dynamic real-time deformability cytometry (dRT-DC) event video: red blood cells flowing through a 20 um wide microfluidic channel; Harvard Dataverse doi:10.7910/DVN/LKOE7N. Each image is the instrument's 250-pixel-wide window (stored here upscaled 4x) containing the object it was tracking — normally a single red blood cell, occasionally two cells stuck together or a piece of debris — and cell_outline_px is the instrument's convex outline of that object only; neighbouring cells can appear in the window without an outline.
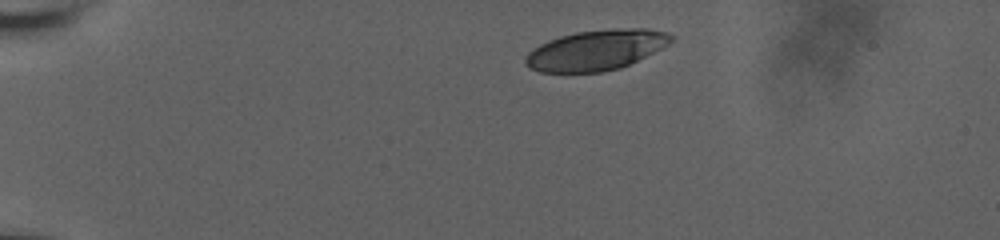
{"species": "human", "species_latin": "Homo sapiens", "temperature_condition": "room temperature", "stored_images_in_passage": 39, "camera_frame_rate_fps": 3000, "um_per_image_px": 0.085, "donor": {"sex": "male"}, "frame": {"image": 1, "passage_image": 1, "time_ms": 0.0, "image_size_px": [1000, 240], "cell_outline_px": [[676, 36], [668, 44], [620, 68], [600, 72], [540, 72], [528, 68], [524, 64], [524, 60], [528, 52], [540, 44], [548, 40], [560, 36], [576, 32], [612, 28], [648, 28], [668, 32]], "centroid_in_image_um": [50.64, 4.24], "position_along_channel_um": 34.4, "area_um2": 34.22}}
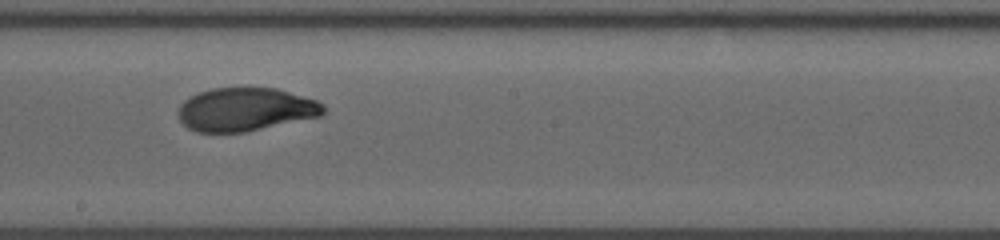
{"frame": {"image": 2, "passage_image": 23, "time_ms": 7.333, "image_size_px": [1000, 240], "cell_outline_px": [[324, 112], [320, 116], [244, 132], [196, 132], [188, 128], [180, 120], [176, 112], [180, 104], [184, 100], [200, 92], [212, 88], [248, 84], [276, 88], [316, 100], [324, 104]], "centroid_in_image_um": [20.83, 9.25], "position_along_channel_um": 227.4, "area_um2": 37.4}}
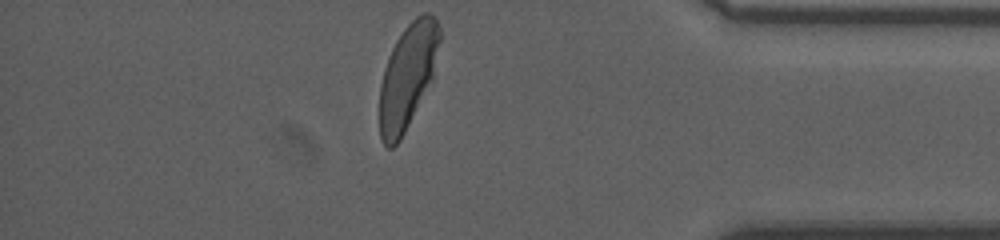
{"frame": {"image": 3, "passage_image": 39, "time_ms": 12.667, "image_size_px": [1000, 240], "cell_outline_px": [[440, 40], [432, 80], [400, 140], [392, 148], [388, 148], [380, 140], [380, 84], [384, 68], [392, 48], [396, 40], [404, 28], [416, 16], [424, 12], [428, 12], [436, 20], [440, 28]], "centroid_in_image_um": [34.64, 6.47], "position_along_channel_um": 400.6, "area_um2": 36.36}, "authors_computed_cell_mechanics": {"area_um2": 37.281, "velocity_mm_per_s": 3.7146, "shape_relaxation_time_tau1_ms": 4.1351, "shape_relaxation_time_tau2_ms": null, "deformation_change_tau1": 0.1734, "deformation_change_tau2": null}}